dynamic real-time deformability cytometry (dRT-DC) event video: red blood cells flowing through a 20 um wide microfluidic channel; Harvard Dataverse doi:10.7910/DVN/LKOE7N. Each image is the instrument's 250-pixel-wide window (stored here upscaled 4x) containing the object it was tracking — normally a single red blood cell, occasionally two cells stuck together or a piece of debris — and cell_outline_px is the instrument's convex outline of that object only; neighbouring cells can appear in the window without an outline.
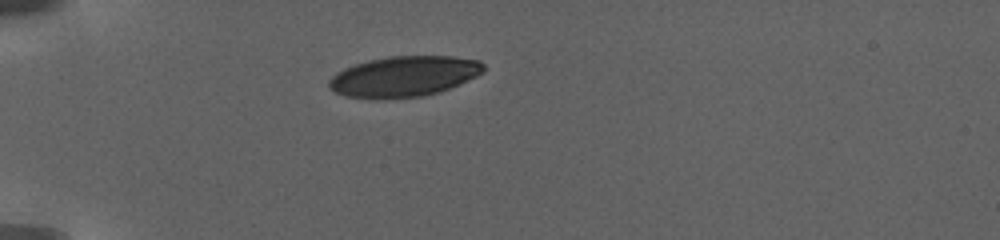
{"species": "human", "species_latin": "Homo sapiens", "temperature_condition": "warm", "stored_images_in_passage": 52, "camera_frame_rate_fps": 3000, "um_per_image_px": 0.085, "donor": {"sex": "female"}, "frame": {"image": 1, "passage_image": 1, "time_ms": 0.0, "image_size_px": [1000, 240], "cell_outline_px": [[484, 72], [460, 84], [440, 92], [420, 96], [344, 96], [328, 88], [328, 80], [336, 72], [344, 68], [368, 60], [388, 56], [452, 56], [480, 60], [484, 64]], "centroid_in_image_um": [34.38, 6.45], "position_along_channel_um": 50.6, "area_um2": 35.84}}
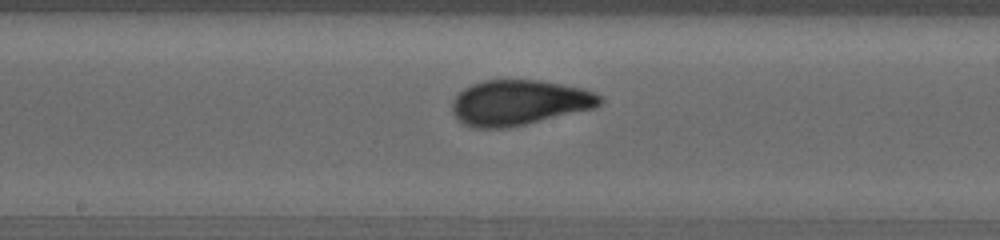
{"frame": {"image": 2, "passage_image": 19, "time_ms": 6.333, "image_size_px": [1000, 240], "cell_outline_px": [[604, 100], [600, 104], [592, 108], [508, 128], [472, 128], [464, 124], [452, 112], [452, 100], [464, 88], [472, 84], [484, 80], [540, 80], [584, 88], [600, 96]], "centroid_in_image_um": [44.1, 8.71], "position_along_channel_um": 204.1, "area_um2": 38.73}}
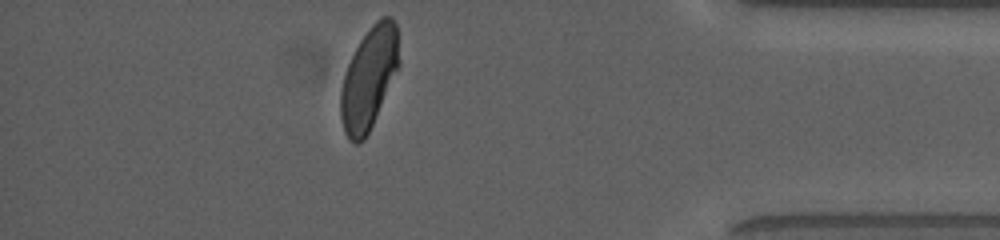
{"frame": {"image": 3, "passage_image": 44, "time_ms": 14.333, "image_size_px": [1000, 240], "cell_outline_px": [[400, 64], [372, 124], [364, 140], [356, 144], [344, 132], [340, 116], [340, 92], [344, 76], [348, 64], [360, 40], [372, 24], [380, 16], [392, 16], [396, 24], [400, 60]], "centroid_in_image_um": [31.37, 6.6], "position_along_channel_um": 403.8, "area_um2": 34.33}, "authors_computed_cell_mechanics": {"area_um2": 37.3099, "velocity_mm_per_s": 2.8733, "shape_relaxation_time_tau1_ms": 4.3404, "shape_relaxation_time_tau2_ms": null, "deformation_change_tau1": 0.177, "deformation_change_tau2": null}}